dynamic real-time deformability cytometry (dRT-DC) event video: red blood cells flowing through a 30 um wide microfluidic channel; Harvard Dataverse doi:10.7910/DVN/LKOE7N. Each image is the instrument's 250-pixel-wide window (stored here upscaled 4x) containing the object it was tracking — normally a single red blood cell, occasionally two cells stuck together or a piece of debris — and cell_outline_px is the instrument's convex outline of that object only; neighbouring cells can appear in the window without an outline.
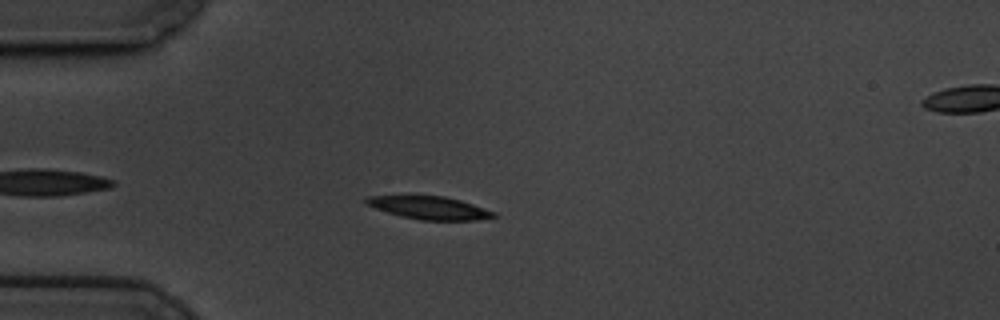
{"species": "common noctule bat (a hibernating species)", "species_latin": "Nyctalus noctula", "temperature_condition": "cold", "stored_images_in_passage": 49, "camera_frame_rate_fps": 3000, "um_per_image_px": 0.085, "animal": {"sex": "male", "body_mass_g": 19.5, "forearm_length_mm": 54.6}, "frame": {"image": 1, "passage_image": 6, "time_ms": 1.667, "image_size_px": [1000, 320], "cell_outline_px": [[500, 216], [476, 220], [420, 220], [400, 216], [364, 204], [364, 200], [368, 196], [444, 196], [460, 200], [496, 212]], "centroid_in_image_um": [36.53, 17.67], "position_along_channel_um": 48.5, "area_um2": 16.94}}
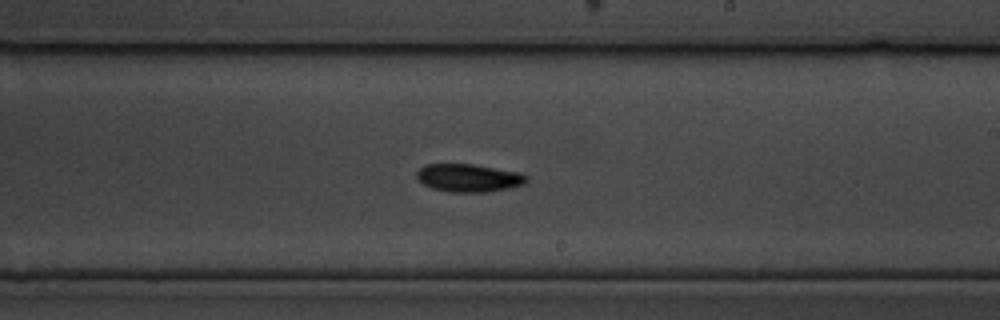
{"frame": {"image": 2, "passage_image": 25, "time_ms": 8.0, "image_size_px": [1000, 320], "cell_outline_px": [[528, 180], [524, 184], [508, 188], [488, 192], [448, 192], [432, 188], [416, 180], [416, 172], [424, 164], [472, 164], [520, 172], [528, 176]], "centroid_in_image_um": [39.82, 15.12], "position_along_channel_um": 249.2, "area_um2": 18.03}}
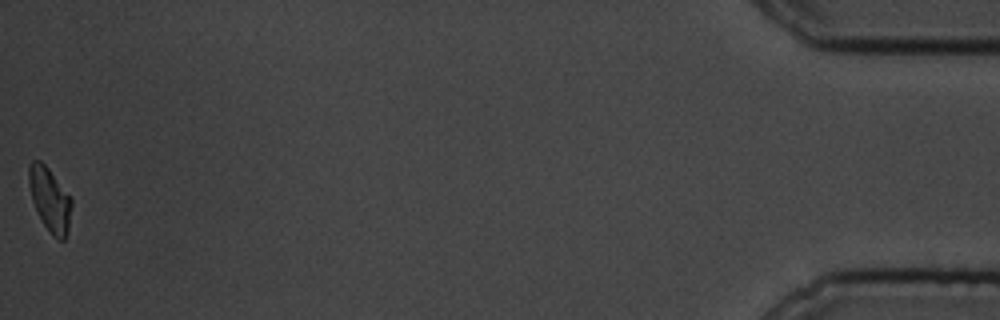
{"frame": {"image": 3, "passage_image": 49, "time_ms": 16.0, "image_size_px": [1000, 320], "cell_outline_px": [[72, 204], [68, 232], [64, 240], [60, 240], [52, 236], [44, 224], [32, 200], [28, 184], [28, 164], [32, 160], [40, 160], [48, 168], [72, 196]], "centroid_in_image_um": [4.25, 16.93], "position_along_channel_um": 431.0, "area_um2": 16.07}, "authors_computed_cell_mechanics": {"area_um2": 17.3978, "velocity_mm_per_s": 3.4231, "shape_relaxation_time_tau1_ms": 2.7941, "shape_relaxation_time_tau2_ms": null, "deformation_change_tau1": 0.1423, "deformation_change_tau2": null}}